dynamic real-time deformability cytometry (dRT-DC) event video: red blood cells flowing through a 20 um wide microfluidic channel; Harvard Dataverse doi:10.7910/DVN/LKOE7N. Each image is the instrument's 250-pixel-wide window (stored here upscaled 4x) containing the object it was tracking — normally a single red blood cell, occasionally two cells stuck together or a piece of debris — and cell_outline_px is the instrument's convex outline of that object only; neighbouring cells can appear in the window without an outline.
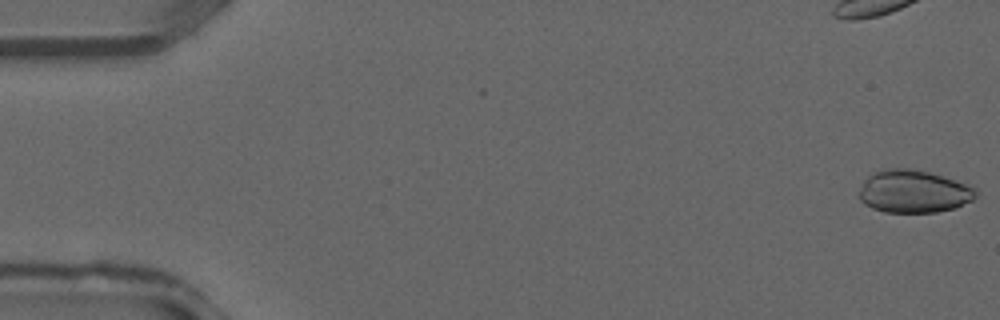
{"species": "common noctule bat (a hibernating species)", "species_latin": "Nyctalus noctula", "temperature_condition": "warm", "stored_images_in_passage": 12, "camera_frame_rate_fps": 3000, "um_per_image_px": 0.085, "animal": {"sex": "male", "forearm_length_mm": 52.5}, "frame": {"image": 1, "passage_image": 1, "time_ms": 0.0, "image_size_px": [1000, 320], "cell_outline_px": [[980, 192], [972, 200], [956, 208], [936, 212], [884, 212], [872, 208], [864, 204], [860, 200], [860, 188], [864, 180], [872, 172], [880, 168], [908, 168], [928, 172], [968, 184], [976, 188]], "centroid_in_image_um": [77.66, 16.27], "position_along_channel_um": 7.3, "area_um2": 29.3}}